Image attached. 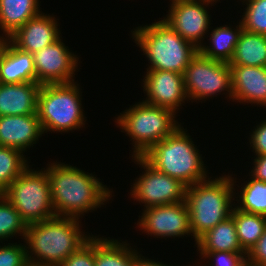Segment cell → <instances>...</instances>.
Listing matches in <instances>:
<instances>
[{
	"label": "cell",
	"mask_w": 266,
	"mask_h": 266,
	"mask_svg": "<svg viewBox=\"0 0 266 266\" xmlns=\"http://www.w3.org/2000/svg\"><path fill=\"white\" fill-rule=\"evenodd\" d=\"M46 170L56 216L80 219L85 213L105 205L112 197L113 191L99 178L76 166L54 161Z\"/></svg>",
	"instance_id": "6da1fadb"
},
{
	"label": "cell",
	"mask_w": 266,
	"mask_h": 266,
	"mask_svg": "<svg viewBox=\"0 0 266 266\" xmlns=\"http://www.w3.org/2000/svg\"><path fill=\"white\" fill-rule=\"evenodd\" d=\"M80 226L79 219L64 216L29 224L24 237L29 266L63 263L91 237Z\"/></svg>",
	"instance_id": "7a4b0ae2"
},
{
	"label": "cell",
	"mask_w": 266,
	"mask_h": 266,
	"mask_svg": "<svg viewBox=\"0 0 266 266\" xmlns=\"http://www.w3.org/2000/svg\"><path fill=\"white\" fill-rule=\"evenodd\" d=\"M211 178L187 186L185 192L195 245L203 234L230 217L234 206L236 180L229 174Z\"/></svg>",
	"instance_id": "3957f363"
},
{
	"label": "cell",
	"mask_w": 266,
	"mask_h": 266,
	"mask_svg": "<svg viewBox=\"0 0 266 266\" xmlns=\"http://www.w3.org/2000/svg\"><path fill=\"white\" fill-rule=\"evenodd\" d=\"M181 125L141 156L155 170L179 179L186 186L209 178L200 150Z\"/></svg>",
	"instance_id": "277c9868"
},
{
	"label": "cell",
	"mask_w": 266,
	"mask_h": 266,
	"mask_svg": "<svg viewBox=\"0 0 266 266\" xmlns=\"http://www.w3.org/2000/svg\"><path fill=\"white\" fill-rule=\"evenodd\" d=\"M132 38L148 59L147 70H167L183 74L198 53L192 43L184 40L165 20L136 27Z\"/></svg>",
	"instance_id": "5b68a950"
},
{
	"label": "cell",
	"mask_w": 266,
	"mask_h": 266,
	"mask_svg": "<svg viewBox=\"0 0 266 266\" xmlns=\"http://www.w3.org/2000/svg\"><path fill=\"white\" fill-rule=\"evenodd\" d=\"M177 115L168 108L144 101L125 109L115 118L117 127L133 140L132 157L143 156L155 143L170 136L180 125Z\"/></svg>",
	"instance_id": "8992f818"
},
{
	"label": "cell",
	"mask_w": 266,
	"mask_h": 266,
	"mask_svg": "<svg viewBox=\"0 0 266 266\" xmlns=\"http://www.w3.org/2000/svg\"><path fill=\"white\" fill-rule=\"evenodd\" d=\"M80 87L77 82L41 85L37 113L44 133L79 130L85 127Z\"/></svg>",
	"instance_id": "52a82bcc"
},
{
	"label": "cell",
	"mask_w": 266,
	"mask_h": 266,
	"mask_svg": "<svg viewBox=\"0 0 266 266\" xmlns=\"http://www.w3.org/2000/svg\"><path fill=\"white\" fill-rule=\"evenodd\" d=\"M43 169V170H42ZM28 166L1 194L15 207L27 225L56 216L45 168Z\"/></svg>",
	"instance_id": "ba28073f"
},
{
	"label": "cell",
	"mask_w": 266,
	"mask_h": 266,
	"mask_svg": "<svg viewBox=\"0 0 266 266\" xmlns=\"http://www.w3.org/2000/svg\"><path fill=\"white\" fill-rule=\"evenodd\" d=\"M187 96L191 102L207 99L227 91L232 99L231 68L229 63L212 60L199 52L183 73Z\"/></svg>",
	"instance_id": "9c48e42d"
},
{
	"label": "cell",
	"mask_w": 266,
	"mask_h": 266,
	"mask_svg": "<svg viewBox=\"0 0 266 266\" xmlns=\"http://www.w3.org/2000/svg\"><path fill=\"white\" fill-rule=\"evenodd\" d=\"M132 159L145 171L131 185L130 195L134 201L144 203L145 209L185 201L187 186L179 179L155 170L142 157Z\"/></svg>",
	"instance_id": "30bf717a"
},
{
	"label": "cell",
	"mask_w": 266,
	"mask_h": 266,
	"mask_svg": "<svg viewBox=\"0 0 266 266\" xmlns=\"http://www.w3.org/2000/svg\"><path fill=\"white\" fill-rule=\"evenodd\" d=\"M170 9L163 20L184 40L196 48L203 44L210 27L208 6L213 3L202 0H170ZM211 4V5H209ZM202 40V41H201Z\"/></svg>",
	"instance_id": "8fae6325"
},
{
	"label": "cell",
	"mask_w": 266,
	"mask_h": 266,
	"mask_svg": "<svg viewBox=\"0 0 266 266\" xmlns=\"http://www.w3.org/2000/svg\"><path fill=\"white\" fill-rule=\"evenodd\" d=\"M61 38L33 54L36 82L40 85L74 82L79 58Z\"/></svg>",
	"instance_id": "7c38bea8"
},
{
	"label": "cell",
	"mask_w": 266,
	"mask_h": 266,
	"mask_svg": "<svg viewBox=\"0 0 266 266\" xmlns=\"http://www.w3.org/2000/svg\"><path fill=\"white\" fill-rule=\"evenodd\" d=\"M141 217V219H140ZM139 230L156 238L190 235V215L185 201L144 208L137 221Z\"/></svg>",
	"instance_id": "4fadbf2b"
},
{
	"label": "cell",
	"mask_w": 266,
	"mask_h": 266,
	"mask_svg": "<svg viewBox=\"0 0 266 266\" xmlns=\"http://www.w3.org/2000/svg\"><path fill=\"white\" fill-rule=\"evenodd\" d=\"M143 77L142 87L147 97L142 101L145 103L168 108L177 114L180 106L189 100L183 74L167 70H147Z\"/></svg>",
	"instance_id": "5bb4252c"
},
{
	"label": "cell",
	"mask_w": 266,
	"mask_h": 266,
	"mask_svg": "<svg viewBox=\"0 0 266 266\" xmlns=\"http://www.w3.org/2000/svg\"><path fill=\"white\" fill-rule=\"evenodd\" d=\"M58 19L40 12L17 29L7 40L19 50L31 54L56 42L60 36Z\"/></svg>",
	"instance_id": "9a60e30c"
},
{
	"label": "cell",
	"mask_w": 266,
	"mask_h": 266,
	"mask_svg": "<svg viewBox=\"0 0 266 266\" xmlns=\"http://www.w3.org/2000/svg\"><path fill=\"white\" fill-rule=\"evenodd\" d=\"M43 134L38 113L0 116V146L12 147L24 153Z\"/></svg>",
	"instance_id": "2e32d148"
},
{
	"label": "cell",
	"mask_w": 266,
	"mask_h": 266,
	"mask_svg": "<svg viewBox=\"0 0 266 266\" xmlns=\"http://www.w3.org/2000/svg\"><path fill=\"white\" fill-rule=\"evenodd\" d=\"M232 102L266 107V67L230 65Z\"/></svg>",
	"instance_id": "e0dca14e"
},
{
	"label": "cell",
	"mask_w": 266,
	"mask_h": 266,
	"mask_svg": "<svg viewBox=\"0 0 266 266\" xmlns=\"http://www.w3.org/2000/svg\"><path fill=\"white\" fill-rule=\"evenodd\" d=\"M40 87L37 82L0 83V116L36 114Z\"/></svg>",
	"instance_id": "ac0fdd59"
},
{
	"label": "cell",
	"mask_w": 266,
	"mask_h": 266,
	"mask_svg": "<svg viewBox=\"0 0 266 266\" xmlns=\"http://www.w3.org/2000/svg\"><path fill=\"white\" fill-rule=\"evenodd\" d=\"M36 82L33 54L19 50L3 38L0 54V83Z\"/></svg>",
	"instance_id": "d6986e66"
},
{
	"label": "cell",
	"mask_w": 266,
	"mask_h": 266,
	"mask_svg": "<svg viewBox=\"0 0 266 266\" xmlns=\"http://www.w3.org/2000/svg\"><path fill=\"white\" fill-rule=\"evenodd\" d=\"M237 24L236 29L231 27L230 24L229 26L223 25L214 28L210 36L207 34V37L210 38L208 41L211 44L208 46L203 43L198 52L212 60L230 63L234 56L238 38L243 30L242 22L239 21Z\"/></svg>",
	"instance_id": "ffe728a7"
},
{
	"label": "cell",
	"mask_w": 266,
	"mask_h": 266,
	"mask_svg": "<svg viewBox=\"0 0 266 266\" xmlns=\"http://www.w3.org/2000/svg\"><path fill=\"white\" fill-rule=\"evenodd\" d=\"M39 0H0V28L4 39L11 36L40 11Z\"/></svg>",
	"instance_id": "44dd1931"
},
{
	"label": "cell",
	"mask_w": 266,
	"mask_h": 266,
	"mask_svg": "<svg viewBox=\"0 0 266 266\" xmlns=\"http://www.w3.org/2000/svg\"><path fill=\"white\" fill-rule=\"evenodd\" d=\"M196 245L198 251L246 252L239 242L232 216L203 234Z\"/></svg>",
	"instance_id": "7402d4cb"
},
{
	"label": "cell",
	"mask_w": 266,
	"mask_h": 266,
	"mask_svg": "<svg viewBox=\"0 0 266 266\" xmlns=\"http://www.w3.org/2000/svg\"><path fill=\"white\" fill-rule=\"evenodd\" d=\"M121 242L114 238L94 236L95 266H134L133 247L126 241Z\"/></svg>",
	"instance_id": "603a6c76"
},
{
	"label": "cell",
	"mask_w": 266,
	"mask_h": 266,
	"mask_svg": "<svg viewBox=\"0 0 266 266\" xmlns=\"http://www.w3.org/2000/svg\"><path fill=\"white\" fill-rule=\"evenodd\" d=\"M229 65L266 67V35L243 29Z\"/></svg>",
	"instance_id": "cb8c5ba5"
},
{
	"label": "cell",
	"mask_w": 266,
	"mask_h": 266,
	"mask_svg": "<svg viewBox=\"0 0 266 266\" xmlns=\"http://www.w3.org/2000/svg\"><path fill=\"white\" fill-rule=\"evenodd\" d=\"M231 216L235 221L241 247L248 253L265 231L266 216L246 213L235 207L232 209Z\"/></svg>",
	"instance_id": "d4e9b609"
},
{
	"label": "cell",
	"mask_w": 266,
	"mask_h": 266,
	"mask_svg": "<svg viewBox=\"0 0 266 266\" xmlns=\"http://www.w3.org/2000/svg\"><path fill=\"white\" fill-rule=\"evenodd\" d=\"M250 178L241 187V193L234 191V207L246 213L266 216V182Z\"/></svg>",
	"instance_id": "484cf974"
},
{
	"label": "cell",
	"mask_w": 266,
	"mask_h": 266,
	"mask_svg": "<svg viewBox=\"0 0 266 266\" xmlns=\"http://www.w3.org/2000/svg\"><path fill=\"white\" fill-rule=\"evenodd\" d=\"M21 150L0 146V194L30 165Z\"/></svg>",
	"instance_id": "4316f807"
},
{
	"label": "cell",
	"mask_w": 266,
	"mask_h": 266,
	"mask_svg": "<svg viewBox=\"0 0 266 266\" xmlns=\"http://www.w3.org/2000/svg\"><path fill=\"white\" fill-rule=\"evenodd\" d=\"M27 223L15 207L0 194V241L8 240L17 234L24 239ZM16 234V235H15ZM3 239V240H2Z\"/></svg>",
	"instance_id": "83f0119b"
},
{
	"label": "cell",
	"mask_w": 266,
	"mask_h": 266,
	"mask_svg": "<svg viewBox=\"0 0 266 266\" xmlns=\"http://www.w3.org/2000/svg\"><path fill=\"white\" fill-rule=\"evenodd\" d=\"M242 2H245L243 5H247L240 20L243 29L266 35V0H242Z\"/></svg>",
	"instance_id": "f1b7e54d"
},
{
	"label": "cell",
	"mask_w": 266,
	"mask_h": 266,
	"mask_svg": "<svg viewBox=\"0 0 266 266\" xmlns=\"http://www.w3.org/2000/svg\"><path fill=\"white\" fill-rule=\"evenodd\" d=\"M199 253L205 261L209 259L213 261L211 264L215 263L209 264L210 266H248L247 252L199 251Z\"/></svg>",
	"instance_id": "f546056e"
},
{
	"label": "cell",
	"mask_w": 266,
	"mask_h": 266,
	"mask_svg": "<svg viewBox=\"0 0 266 266\" xmlns=\"http://www.w3.org/2000/svg\"><path fill=\"white\" fill-rule=\"evenodd\" d=\"M7 244L0 245V266H29L25 244Z\"/></svg>",
	"instance_id": "4dcf8cb0"
},
{
	"label": "cell",
	"mask_w": 266,
	"mask_h": 266,
	"mask_svg": "<svg viewBox=\"0 0 266 266\" xmlns=\"http://www.w3.org/2000/svg\"><path fill=\"white\" fill-rule=\"evenodd\" d=\"M59 266H95L94 235Z\"/></svg>",
	"instance_id": "1f68e13d"
},
{
	"label": "cell",
	"mask_w": 266,
	"mask_h": 266,
	"mask_svg": "<svg viewBox=\"0 0 266 266\" xmlns=\"http://www.w3.org/2000/svg\"><path fill=\"white\" fill-rule=\"evenodd\" d=\"M248 266H266V228L257 243L247 253Z\"/></svg>",
	"instance_id": "d6a6232c"
},
{
	"label": "cell",
	"mask_w": 266,
	"mask_h": 266,
	"mask_svg": "<svg viewBox=\"0 0 266 266\" xmlns=\"http://www.w3.org/2000/svg\"><path fill=\"white\" fill-rule=\"evenodd\" d=\"M249 138L255 156L266 155V119L255 126Z\"/></svg>",
	"instance_id": "836d02e7"
},
{
	"label": "cell",
	"mask_w": 266,
	"mask_h": 266,
	"mask_svg": "<svg viewBox=\"0 0 266 266\" xmlns=\"http://www.w3.org/2000/svg\"><path fill=\"white\" fill-rule=\"evenodd\" d=\"M253 169L249 176L254 177L257 180L266 182V155L256 156L253 159Z\"/></svg>",
	"instance_id": "e575fe53"
},
{
	"label": "cell",
	"mask_w": 266,
	"mask_h": 266,
	"mask_svg": "<svg viewBox=\"0 0 266 266\" xmlns=\"http://www.w3.org/2000/svg\"><path fill=\"white\" fill-rule=\"evenodd\" d=\"M134 266H173V265L164 264V262L154 260V259L151 260V259H148V257L146 259L144 256L139 254L138 251L135 250L134 248Z\"/></svg>",
	"instance_id": "d590c367"
},
{
	"label": "cell",
	"mask_w": 266,
	"mask_h": 266,
	"mask_svg": "<svg viewBox=\"0 0 266 266\" xmlns=\"http://www.w3.org/2000/svg\"><path fill=\"white\" fill-rule=\"evenodd\" d=\"M3 37H4V34H3V36H0V54H1V51L3 48Z\"/></svg>",
	"instance_id": "8d00e7d4"
},
{
	"label": "cell",
	"mask_w": 266,
	"mask_h": 266,
	"mask_svg": "<svg viewBox=\"0 0 266 266\" xmlns=\"http://www.w3.org/2000/svg\"><path fill=\"white\" fill-rule=\"evenodd\" d=\"M202 1H207V2H211V3L215 4V3H217V2L220 1V0H202ZM214 2H215V3H214Z\"/></svg>",
	"instance_id": "74e56055"
}]
</instances>
